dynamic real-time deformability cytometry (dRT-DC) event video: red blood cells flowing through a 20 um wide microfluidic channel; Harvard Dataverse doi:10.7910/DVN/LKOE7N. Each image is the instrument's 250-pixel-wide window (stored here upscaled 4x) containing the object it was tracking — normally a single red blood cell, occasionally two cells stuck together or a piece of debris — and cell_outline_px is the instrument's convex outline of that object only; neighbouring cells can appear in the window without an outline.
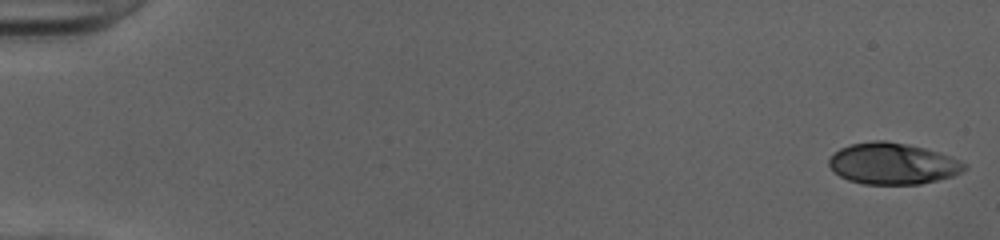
{"species": "human", "species_latin": "Homo sapiens", "temperature_condition": "cold", "stored_images_in_passage": 51, "camera_frame_rate_fps": 3000, "um_per_image_px": 0.085, "donor": {"sex": "female"}, "frame": {"image": 1, "passage_image": 1, "time_ms": 0.0, "image_size_px": [1000, 240], "cell_outline_px": [[968, 168], [952, 176], [920, 184], [864, 184], [848, 180], [840, 176], [828, 164], [828, 160], [840, 148], [852, 144], [872, 140], [884, 140], [908, 144], [924, 148], [960, 160], [968, 164]], "centroid_in_image_um": [75.89, 13.91], "position_along_channel_um": 9.1, "area_um2": 32.43}}
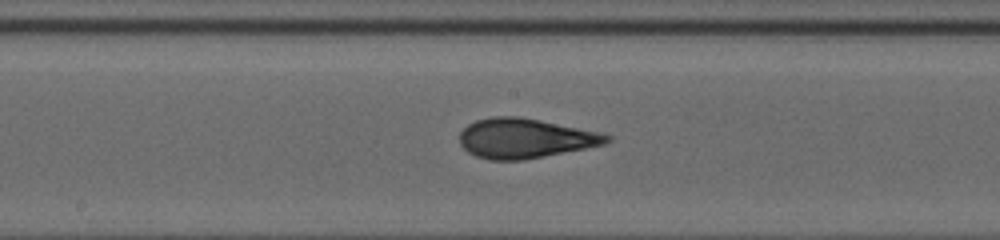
{"frame": {"image": 2, "passage_image": 28, "time_ms": 9.0, "image_size_px": [1000, 240], "cell_outline_px": [[612, 140], [604, 144], [544, 156], [520, 160], [488, 160], [476, 156], [468, 152], [460, 144], [460, 132], [468, 124], [476, 120], [492, 116], [520, 116], [600, 132], [612, 136]], "centroid_in_image_um": [44.61, 11.75], "position_along_channel_um": 203.6, "area_um2": 33.93}}
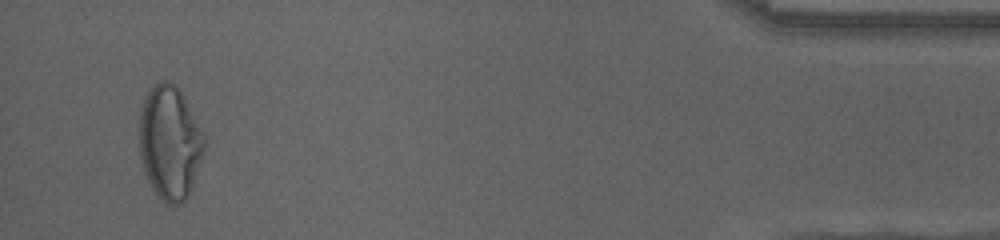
{"frame": {"image": 3, "passage_image": 49, "time_ms": 16.0, "image_size_px": [1000, 240], "cell_outline_px": [[208, 140], [188, 196], [184, 200], [176, 204], [168, 204], [160, 200], [152, 188], [144, 172], [140, 156], [140, 108], [148, 92], [160, 80], [168, 80], [184, 96], [208, 136]], "centroid_in_image_um": [14.47, 12.11], "position_along_channel_um": 420.7, "area_um2": 43.35}, "authors_computed_cell_mechanics": {"area_um2": 33.2928, "velocity_mm_per_s": 4.0671, "shape_relaxation_time_tau1_ms": 4.7174, "shape_relaxation_time_tau2_ms": 1.0758, "deformation_change_tau1": 0.206, "deformation_change_tau2": 0.0865}}